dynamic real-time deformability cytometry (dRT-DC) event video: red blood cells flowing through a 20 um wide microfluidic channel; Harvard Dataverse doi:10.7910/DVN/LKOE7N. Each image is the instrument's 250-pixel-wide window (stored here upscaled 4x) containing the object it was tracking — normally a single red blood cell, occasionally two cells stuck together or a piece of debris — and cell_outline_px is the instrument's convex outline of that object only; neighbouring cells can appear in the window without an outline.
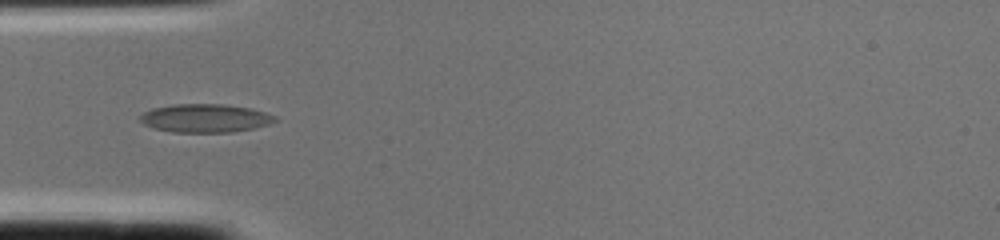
{"species": "common noctule bat (a hibernating species)", "species_latin": "Nyctalus noctula", "temperature_condition": "cold", "stored_images_in_passage": 2, "camera_frame_rate_fps": 3000, "um_per_image_px": 0.085, "animal": {"sex": "female", "body_mass_g": 22.0, "forearm_length_mm": 56.7}, "frame": {"image": 1, "passage_image": 2, "time_ms": 0.333, "image_size_px": [1000, 240], "cell_outline_px": [[280, 120], [268, 124], [252, 128], [232, 132], [172, 132], [152, 128], [144, 124], [140, 120], [140, 116], [144, 112], [152, 108], [172, 104], [224, 104], [252, 108], [276, 116]], "centroid_in_image_um": [17.44, 10.04], "position_along_channel_um": 67.6, "area_um2": 22.43}}